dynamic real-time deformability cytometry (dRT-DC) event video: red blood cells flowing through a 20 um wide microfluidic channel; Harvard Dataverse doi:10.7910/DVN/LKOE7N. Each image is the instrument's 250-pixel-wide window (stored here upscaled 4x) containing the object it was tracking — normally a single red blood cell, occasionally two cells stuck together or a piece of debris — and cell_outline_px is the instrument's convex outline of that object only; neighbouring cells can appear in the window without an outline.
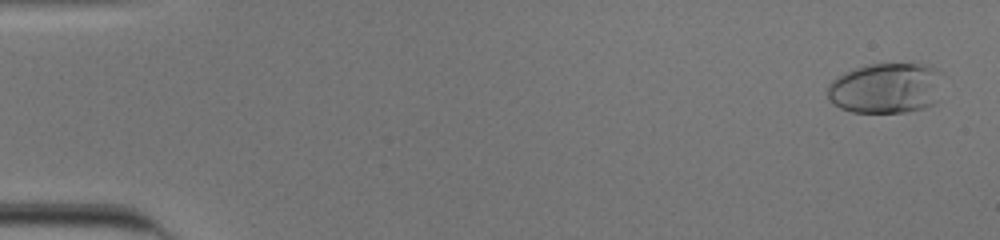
{"species": "human", "species_latin": "Homo sapiens", "temperature_condition": "cold", "stored_images_in_passage": 54, "camera_frame_rate_fps": 3000, "um_per_image_px": 0.085, "donor": {"sex": "male"}, "frame": {"image": 1, "passage_image": 3, "time_ms": 0.667, "image_size_px": [1000, 240], "cell_outline_px": [[940, 72], [936, 104], [924, 108], [904, 112], [852, 112], [840, 108], [832, 104], [828, 100], [828, 84], [832, 80], [844, 72], [868, 64], [924, 64]], "centroid_in_image_um": [75.25, 7.5], "position_along_channel_um": 9.8, "area_um2": 33.81}}
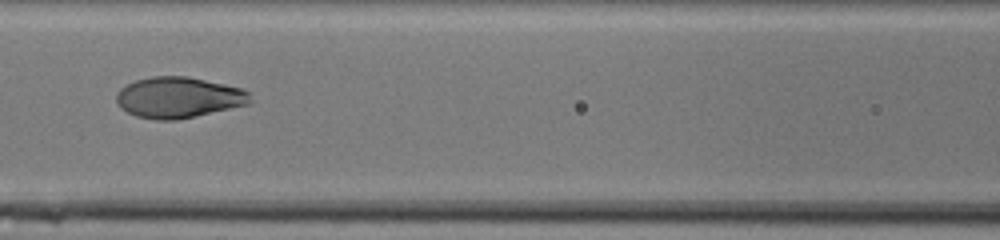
{"frame": {"image": 2, "passage_image": 26, "time_ms": 8.333, "image_size_px": [1000, 240], "cell_outline_px": [[252, 100], [248, 104], [176, 120], [156, 120], [136, 116], [120, 108], [116, 100], [116, 92], [120, 88], [136, 80], [152, 76], [188, 76], [244, 88], [248, 92]], "centroid_in_image_um": [15.16, 8.27], "position_along_channel_um": 151.4, "area_um2": 31.91}}
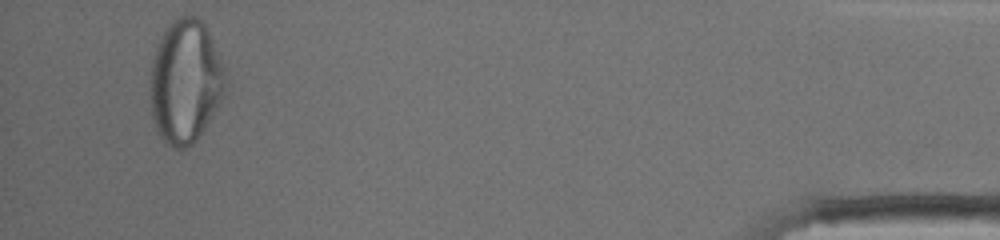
{"frame": {"image": 3, "passage_image": 52, "time_ms": 17.0, "image_size_px": [1000, 240], "cell_outline_px": [[224, 72], [220, 104], [196, 140], [192, 144], [184, 148], [172, 148], [160, 136], [156, 128], [152, 116], [152, 60], [156, 48], [164, 32], [172, 20], [180, 16], [196, 16], [208, 28], [224, 68]], "centroid_in_image_um": [15.76, 6.92], "position_along_channel_um": 419.4, "area_um2": 53.0}}